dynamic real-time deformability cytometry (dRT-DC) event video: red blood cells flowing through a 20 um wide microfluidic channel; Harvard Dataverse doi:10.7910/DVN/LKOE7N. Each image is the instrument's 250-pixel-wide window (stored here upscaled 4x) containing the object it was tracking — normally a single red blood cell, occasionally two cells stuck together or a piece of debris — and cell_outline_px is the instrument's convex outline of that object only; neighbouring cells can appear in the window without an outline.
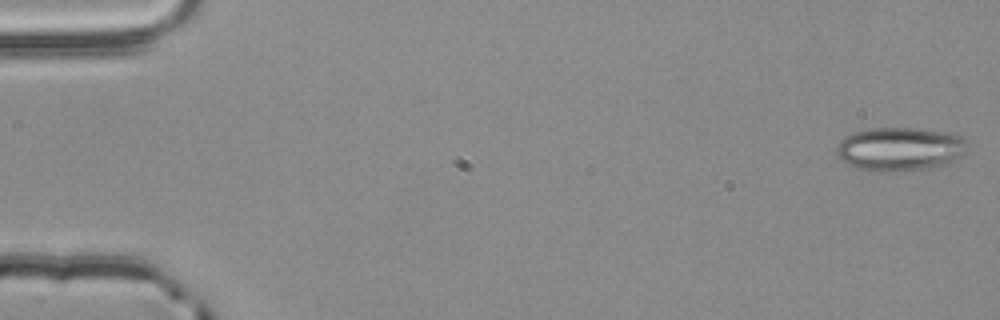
{"species": "common noctule bat (a hibernating species)", "species_latin": "Nyctalus noctula", "temperature_condition": "room temperature", "stored_images_in_passage": 17, "camera_frame_rate_fps": 3000, "um_per_image_px": 0.085, "animal": {"sex": "male", "body_mass_g": 20.4}, "frame": {"image": 1, "passage_image": 1, "time_ms": 0.0, "image_size_px": [1000, 320], "cell_outline_px": [[964, 156], [948, 164], [928, 168], [888, 172], [868, 172], [856, 168], [840, 160], [836, 156], [836, 144], [844, 136], [868, 128], [924, 128], [952, 132], [964, 136]], "centroid_in_image_um": [76.47, 12.67], "position_along_channel_um": 8.5, "area_um2": 34.04}}